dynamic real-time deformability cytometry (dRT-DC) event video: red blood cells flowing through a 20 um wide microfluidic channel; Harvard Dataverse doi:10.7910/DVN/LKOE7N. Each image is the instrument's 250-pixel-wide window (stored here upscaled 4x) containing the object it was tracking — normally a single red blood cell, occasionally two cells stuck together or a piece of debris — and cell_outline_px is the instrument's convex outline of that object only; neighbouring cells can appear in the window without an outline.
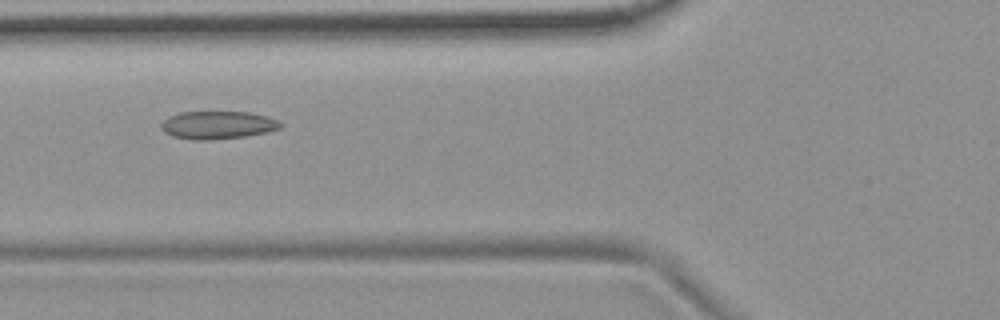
{"species": "common noctule bat (a hibernating species)", "species_latin": "Nyctalus noctula", "temperature_condition": "room temperature", "stored_images_in_passage": 10, "camera_frame_rate_fps": 3000, "um_per_image_px": 0.085, "animal": {"sex": "female", "body_mass_g": 19.9}, "frame": {"image": 1, "passage_image": 6, "time_ms": 6.667, "image_size_px": [1000, 320], "cell_outline_px": [[284, 124], [280, 128], [268, 132], [244, 136], [208, 140], [192, 140], [172, 136], [164, 132], [160, 128], [160, 124], [168, 116], [180, 112], [248, 112], [264, 116], [276, 120]], "centroid_in_image_um": [18.45, 10.63], "position_along_channel_um": 107.3, "area_um2": 19.36}}
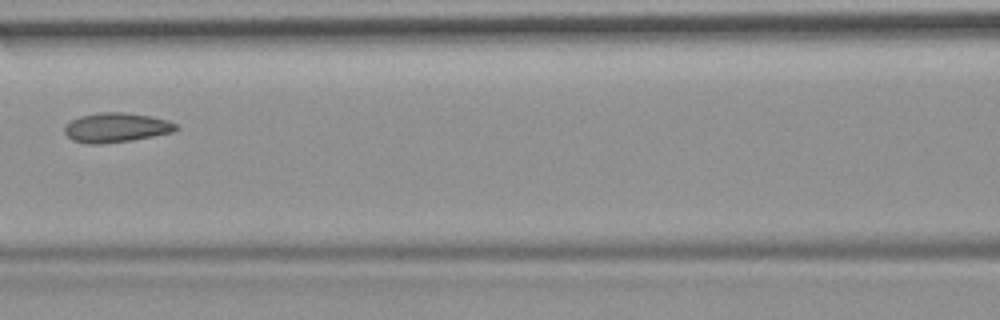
{"frame": {"image": 2, "passage_image": 7, "time_ms": 8.0, "image_size_px": [1000, 320], "cell_outline_px": [[180, 128], [172, 132], [132, 140], [100, 144], [88, 144], [72, 140], [64, 132], [64, 124], [80, 116], [100, 112], [120, 112], [152, 116], [168, 120], [176, 124]], "centroid_in_image_um": [9.86, 10.84], "position_along_channel_um": 156.7, "area_um2": 19.19}}
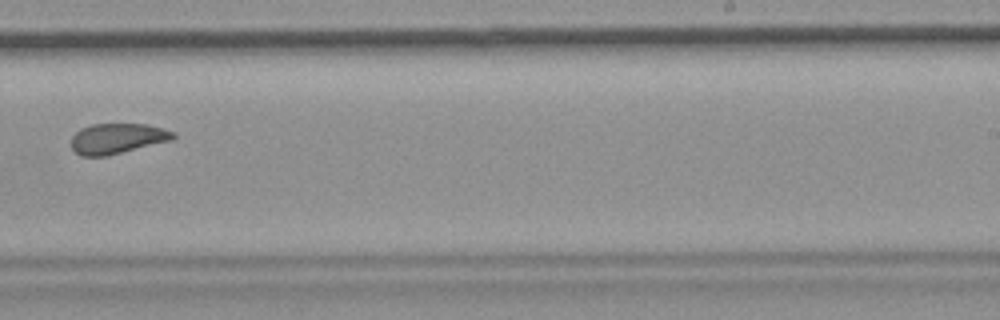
{"frame": {"image": 3, "passage_image": 10, "time_ms": 11.333, "image_size_px": [1000, 320], "cell_outline_px": [[176, 136], [172, 140], [108, 156], [80, 156], [72, 148], [72, 136], [80, 128], [92, 124], [148, 124], [176, 132]], "centroid_in_image_um": [9.99, 11.77], "position_along_channel_um": 279.0, "area_um2": 18.15}}